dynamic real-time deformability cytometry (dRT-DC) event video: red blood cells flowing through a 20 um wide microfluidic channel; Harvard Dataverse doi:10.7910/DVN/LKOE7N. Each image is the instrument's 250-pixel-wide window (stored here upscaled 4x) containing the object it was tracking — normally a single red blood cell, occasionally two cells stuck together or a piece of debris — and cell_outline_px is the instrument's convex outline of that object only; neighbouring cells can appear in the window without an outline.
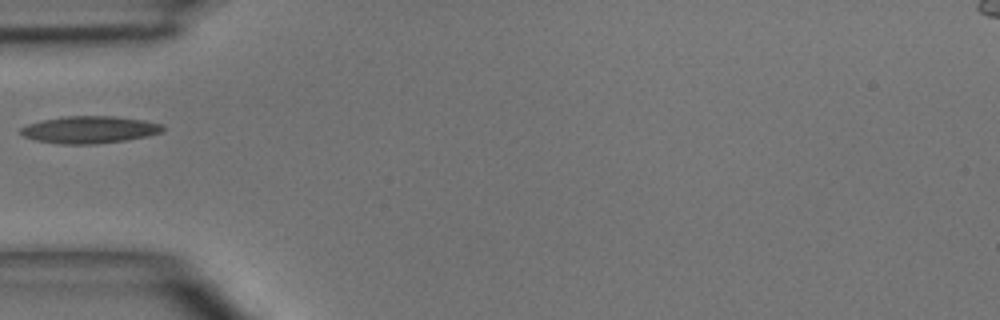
{"species": "common noctule bat (a hibernating species)", "species_latin": "Nyctalus noctula", "temperature_condition": "room temperature", "stored_images_in_passage": 6, "camera_frame_rate_fps": 3000, "um_per_image_px": 0.085, "animal": {"sex": "male", "body_mass_g": 15.6}, "frame": {"image": 1, "passage_image": 5, "time_ms": 4.667, "image_size_px": [1000, 320], "cell_outline_px": [[164, 128], [160, 132], [148, 136], [124, 140], [96, 144], [60, 144], [36, 140], [24, 136], [20, 132], [20, 128], [28, 124], [44, 120], [64, 116], [116, 116], [144, 120], [164, 124]], "centroid_in_image_um": [7.63, 11.02], "position_along_channel_um": 77.4, "area_um2": 22.43}}